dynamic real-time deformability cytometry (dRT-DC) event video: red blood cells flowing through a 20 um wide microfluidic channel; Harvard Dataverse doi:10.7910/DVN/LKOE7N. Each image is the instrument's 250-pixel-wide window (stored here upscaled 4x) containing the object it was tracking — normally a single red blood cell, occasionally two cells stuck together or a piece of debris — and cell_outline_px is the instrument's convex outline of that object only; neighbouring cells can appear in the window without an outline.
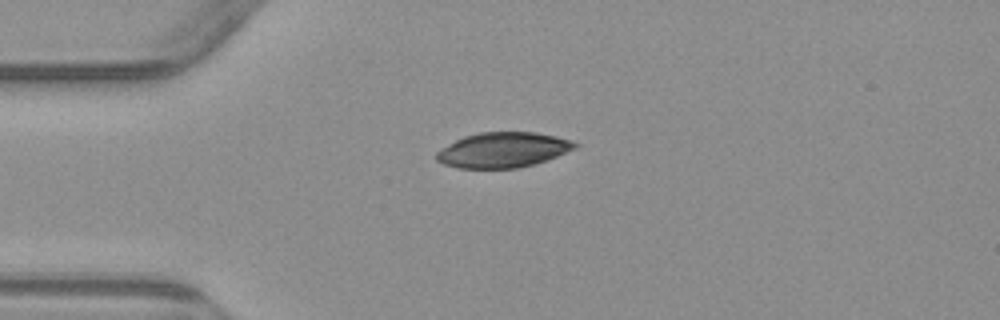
{"species": "common noctule bat (a hibernating species)", "species_latin": "Nyctalus noctula", "temperature_condition": "warm", "stored_images_in_passage": 5, "camera_frame_rate_fps": 3000, "um_per_image_px": 0.085, "animal": {"sex": "male", "body_mass_g": 23.1, "forearm_length_mm": 52.7}, "frame": {"image": 1, "passage_image": 5, "time_ms": 7.0, "image_size_px": [1000, 320], "cell_outline_px": [[580, 144], [576, 148], [556, 156], [532, 164], [516, 168], [460, 168], [444, 164], [436, 160], [436, 152], [440, 148], [464, 136], [480, 132], [536, 132], [556, 136], [572, 140]], "centroid_in_image_um": [42.75, 12.73], "position_along_channel_um": 42.3, "area_um2": 28.26}}